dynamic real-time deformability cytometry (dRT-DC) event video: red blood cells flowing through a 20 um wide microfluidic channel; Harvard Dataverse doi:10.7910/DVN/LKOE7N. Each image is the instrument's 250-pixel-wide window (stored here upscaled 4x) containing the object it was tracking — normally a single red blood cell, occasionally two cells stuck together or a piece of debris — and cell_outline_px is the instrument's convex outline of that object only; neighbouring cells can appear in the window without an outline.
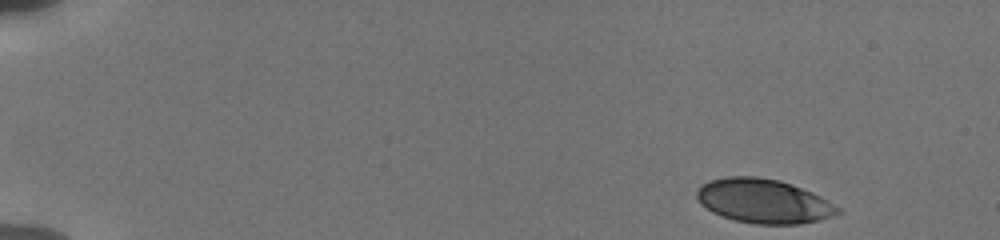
{"species": "human", "species_latin": "Homo sapiens", "temperature_condition": "cold", "stored_images_in_passage": 50, "camera_frame_rate_fps": 3000, "um_per_image_px": 0.085, "donor": {"sex": "male"}, "frame": {"image": 1, "passage_image": 1, "time_ms": 0.0, "image_size_px": [1000, 240], "cell_outline_px": [[844, 212], [820, 220], [800, 224], [756, 224], [736, 220], [712, 212], [700, 204], [696, 196], [696, 192], [708, 180], [728, 176], [756, 176], [780, 180], [792, 184], [812, 192], [820, 196], [840, 208]], "centroid_in_image_um": [64.92, 17.09], "position_along_channel_um": 20.1, "area_um2": 36.36}}
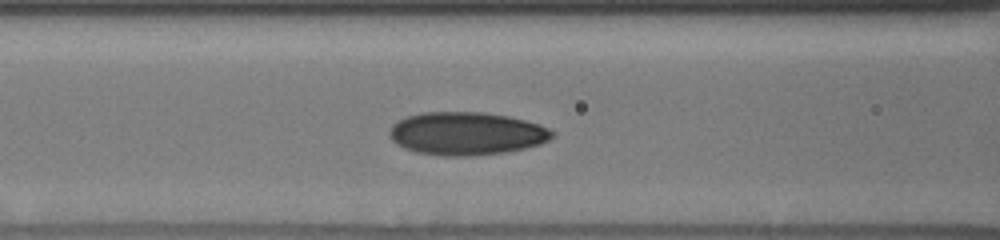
{"frame": {"image": 2, "passage_image": 20, "time_ms": 6.333, "image_size_px": [1000, 240], "cell_outline_px": [[556, 136], [540, 144], [524, 148], [504, 152], [468, 156], [444, 156], [416, 152], [404, 148], [396, 144], [388, 136], [388, 132], [392, 124], [396, 120], [408, 116], [424, 112], [484, 112], [508, 116], [540, 124], [556, 132]], "centroid_in_image_um": [39.64, 11.34], "position_along_channel_um": 127.0, "area_um2": 41.04}}
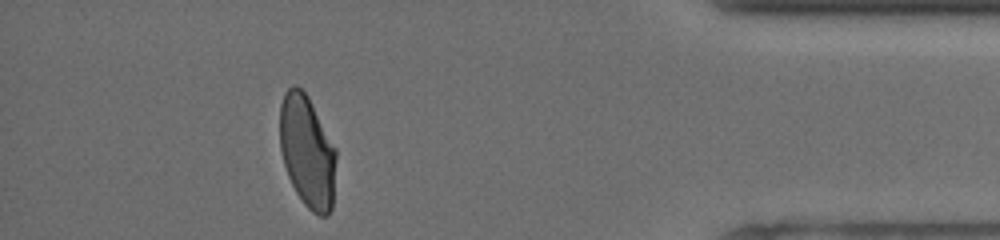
{"frame": {"image": 3, "passage_image": 45, "time_ms": 14.667, "image_size_px": [1000, 240], "cell_outline_px": [[336, 160], [332, 208], [328, 216], [320, 216], [312, 212], [304, 204], [296, 192], [288, 176], [284, 164], [280, 148], [280, 104], [284, 92], [292, 84], [296, 84], [308, 96], [336, 148]], "centroid_in_image_um": [26.11, 12.87], "position_along_channel_um": 409.1, "area_um2": 36.99}, "authors_computed_cell_mechanics": {"area_um2": 38.0902, "velocity_mm_per_s": 3.8305, "shape_relaxation_time_tau1_ms": 5.2225, "shape_relaxation_time_tau2_ms": 1.3765, "deformation_change_tau1": 0.1577, "deformation_change_tau2": 0.0613}}